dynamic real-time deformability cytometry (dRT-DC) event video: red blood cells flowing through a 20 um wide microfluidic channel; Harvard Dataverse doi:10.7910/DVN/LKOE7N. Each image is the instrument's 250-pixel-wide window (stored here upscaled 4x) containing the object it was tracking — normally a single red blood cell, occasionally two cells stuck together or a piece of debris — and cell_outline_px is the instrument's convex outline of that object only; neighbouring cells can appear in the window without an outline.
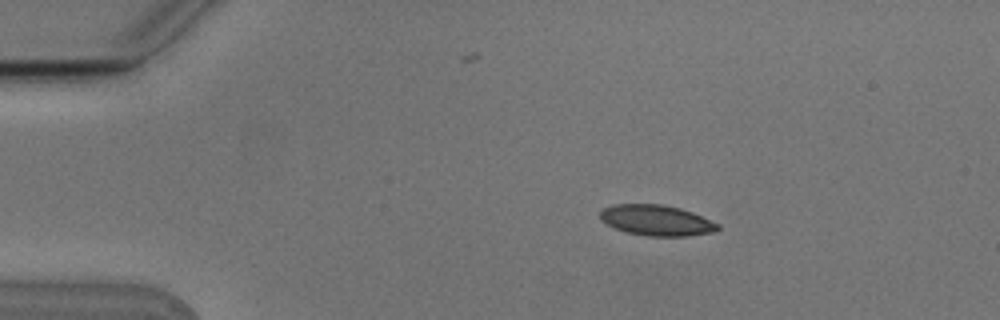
{"species": "Egyptian fruit bat (a non-hibernating species)", "species_latin": "Rousettus aegyptiacus", "temperature_condition": "cold", "stored_images_in_passage": 3, "camera_frame_rate_fps": 3000, "um_per_image_px": 0.085, "animal": {"sex": "male"}, "frame": {"image": 1, "passage_image": 1, "time_ms": 0.0, "image_size_px": [1000, 320], "cell_outline_px": [[720, 228], [712, 232], [688, 236], [648, 236], [628, 232], [616, 228], [600, 220], [600, 212], [604, 208], [612, 204], [664, 204], [680, 208], [692, 212], [720, 224]], "centroid_in_image_um": [55.81, 18.72], "position_along_channel_um": 29.2, "area_um2": 20.98}}
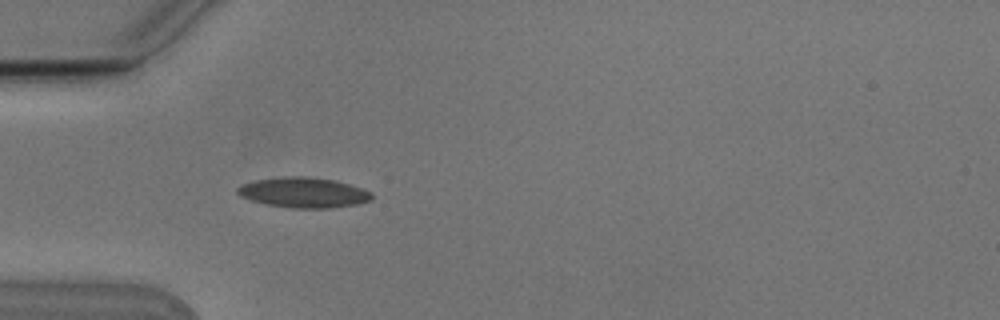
{"frame": {"image": 2, "passage_image": 3, "time_ms": 0.667, "image_size_px": [1000, 320], "cell_outline_px": [[372, 200], [356, 204], [328, 208], [292, 208], [268, 204], [252, 200], [240, 196], [236, 192], [236, 188], [244, 184], [256, 180], [284, 176], [308, 176], [336, 180], [372, 192]], "centroid_in_image_um": [25.81, 16.36], "position_along_channel_um": 59.2, "area_um2": 23.52}}